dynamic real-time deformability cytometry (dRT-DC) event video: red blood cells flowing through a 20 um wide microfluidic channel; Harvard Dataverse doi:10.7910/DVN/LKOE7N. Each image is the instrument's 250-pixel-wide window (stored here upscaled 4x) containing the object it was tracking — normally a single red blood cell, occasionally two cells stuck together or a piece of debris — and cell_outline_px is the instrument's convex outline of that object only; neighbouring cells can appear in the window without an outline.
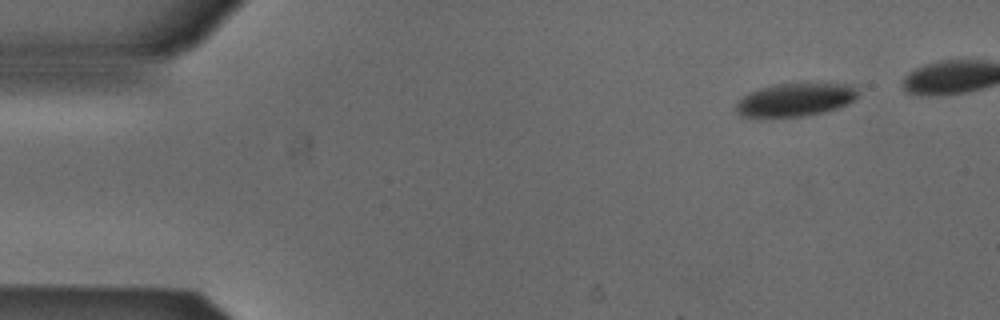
{"species": "Egyptian fruit bat (a non-hibernating species)", "species_latin": "Rousettus aegyptiacus", "temperature_condition": "cold", "stored_images_in_passage": 42, "camera_frame_rate_fps": 3000, "um_per_image_px": 0.085, "animal": {"sex": "male"}, "frame": {"image": 1, "passage_image": 1, "time_ms": 0.0, "image_size_px": [1000, 320], "cell_outline_px": [[856, 96], [852, 100], [836, 108], [824, 112], [804, 116], [740, 116], [736, 112], [736, 104], [744, 96], [752, 92], [776, 84], [844, 84], [856, 88]], "centroid_in_image_um": [67.57, 8.49], "position_along_channel_um": 17.4, "area_um2": 22.6}}
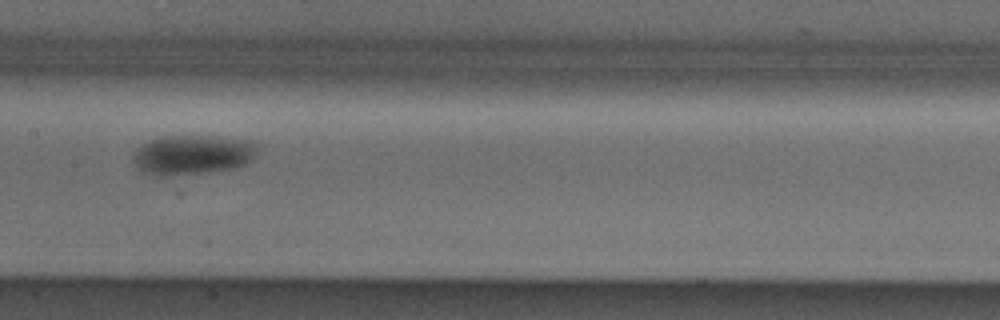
{"frame": {"image": 2, "passage_image": 22, "time_ms": 7.0, "image_size_px": [1000, 320], "cell_outline_px": [[256, 152], [252, 160], [244, 164], [232, 168], [208, 172], [168, 176], [156, 176], [144, 172], [136, 164], [136, 152], [144, 144], [152, 140], [164, 136], [212, 136], [248, 140], [256, 144]], "centroid_in_image_um": [16.41, 13.16], "position_along_channel_um": 191.0, "area_um2": 28.09}}
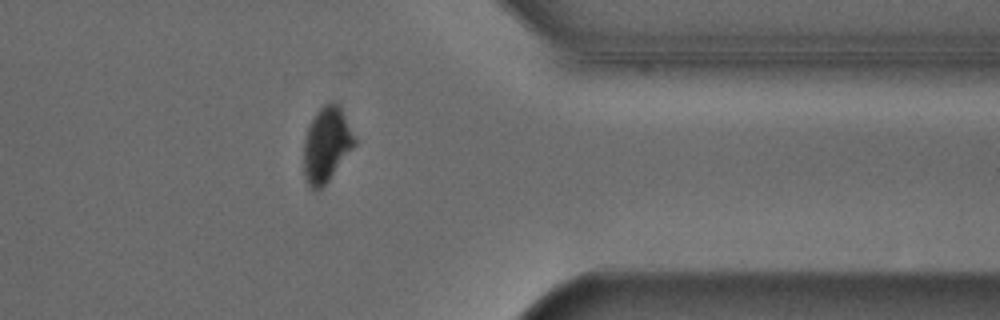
{"frame": {"image": 3, "passage_image": 38, "time_ms": 12.333, "image_size_px": [1000, 320], "cell_outline_px": [[356, 144], [328, 180], [316, 192], [308, 184], [304, 176], [304, 144], [308, 128], [316, 112], [324, 104], [332, 100], [340, 104], [356, 136]], "centroid_in_image_um": [27.78, 12.24], "position_along_channel_um": 383.6, "area_um2": 22.2}, "authors_computed_cell_mechanics": {"area_um2": 26.8481, "velocity_mm_per_s": 3.8732, "shape_relaxation_time_tau1_ms": 3.1084, "shape_relaxation_time_tau2_ms": null, "deformation_change_tau1": 0.108, "deformation_change_tau2": null}}